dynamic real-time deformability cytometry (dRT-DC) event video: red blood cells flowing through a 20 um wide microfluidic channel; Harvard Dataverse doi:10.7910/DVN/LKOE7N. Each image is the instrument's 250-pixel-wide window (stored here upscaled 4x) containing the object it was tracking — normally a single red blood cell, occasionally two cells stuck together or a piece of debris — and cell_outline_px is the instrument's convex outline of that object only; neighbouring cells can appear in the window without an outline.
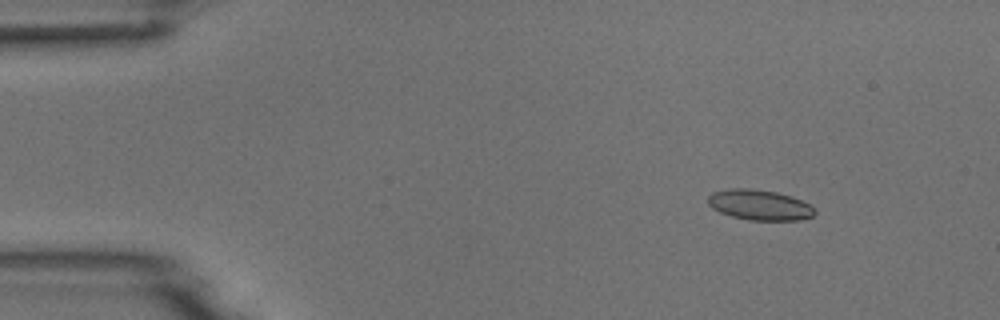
{"species": "common noctule bat (a hibernating species)", "species_latin": "Nyctalus noctula", "temperature_condition": "room temperature", "stored_images_in_passage": 9, "camera_frame_rate_fps": 3000, "um_per_image_px": 0.085, "animal": {"sex": "male", "body_mass_g": 18.8}, "frame": {"image": 1, "passage_image": 2, "time_ms": 1.333, "image_size_px": [1000, 320], "cell_outline_px": [[816, 212], [812, 216], [800, 220], [748, 220], [732, 216], [720, 212], [712, 208], [708, 204], [708, 196], [712, 192], [728, 188], [752, 188], [776, 192], [792, 196], [816, 208]], "centroid_in_image_um": [64.55, 17.41], "position_along_channel_um": 20.4, "area_um2": 19.02}}